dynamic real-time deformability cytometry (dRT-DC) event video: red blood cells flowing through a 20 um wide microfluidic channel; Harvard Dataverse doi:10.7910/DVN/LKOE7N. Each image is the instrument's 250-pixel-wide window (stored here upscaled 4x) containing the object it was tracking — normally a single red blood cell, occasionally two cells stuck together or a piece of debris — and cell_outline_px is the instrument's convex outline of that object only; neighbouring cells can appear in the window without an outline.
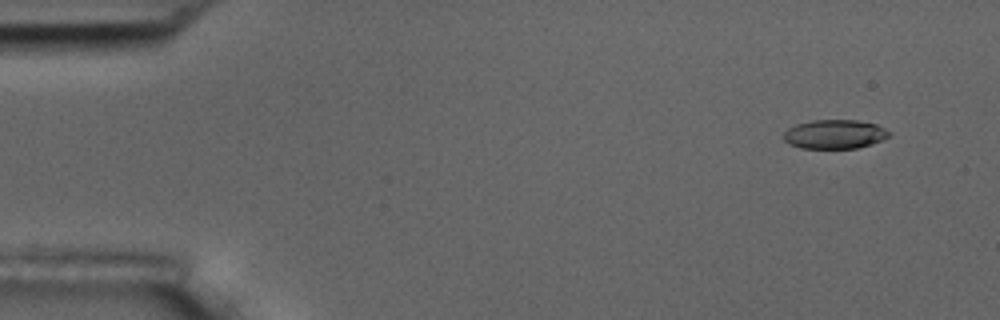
{"species": "common noctule bat (a hibernating species)", "species_latin": "Nyctalus noctula", "temperature_condition": "room temperature", "stored_images_in_passage": 53, "camera_frame_rate_fps": 3000, "um_per_image_px": 0.085, "animal": {"sex": "male", "body_mass_g": 17.5, "forearm_length_mm": 52.3}, "frame": {"image": 1, "passage_image": 1, "time_ms": 0.0, "image_size_px": [1000, 320], "cell_outline_px": [[892, 132], [888, 136], [872, 144], [856, 148], [800, 148], [788, 144], [784, 140], [784, 132], [788, 128], [796, 124], [812, 120], [856, 120], [876, 124]], "centroid_in_image_um": [70.93, 11.4], "position_along_channel_um": 14.1, "area_um2": 17.86}}
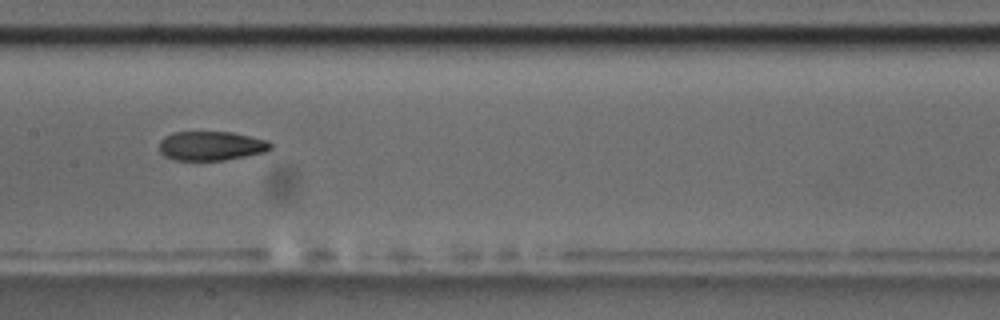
{"frame": {"image": 2, "passage_image": 25, "time_ms": 8.0, "image_size_px": [1000, 320], "cell_outline_px": [[272, 148], [264, 152], [224, 160], [176, 160], [164, 156], [160, 152], [160, 140], [164, 136], [172, 132], [232, 132], [268, 140], [272, 144]], "centroid_in_image_um": [17.94, 12.39], "position_along_channel_um": 189.5, "area_um2": 18.96}}
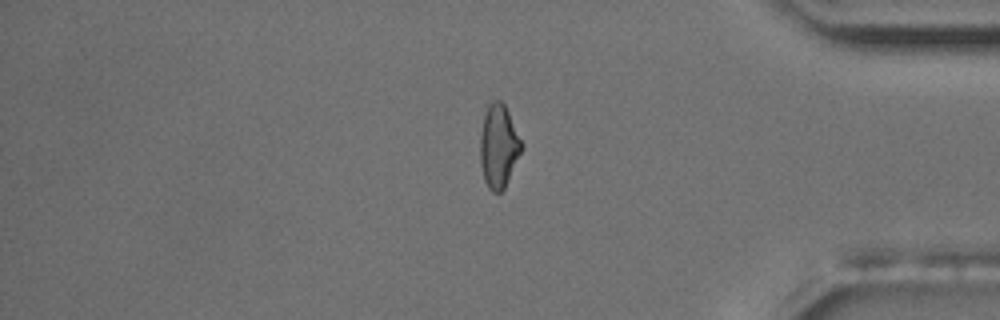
{"frame": {"image": 3, "passage_image": 44, "time_ms": 14.333, "image_size_px": [1000, 320], "cell_outline_px": [[524, 148], [504, 188], [500, 192], [492, 192], [488, 188], [484, 180], [480, 164], [480, 136], [484, 116], [488, 104], [492, 100], [500, 100], [504, 104], [524, 144]], "centroid_in_image_um": [42.39, 12.43], "position_along_channel_um": 392.8, "area_um2": 20.23}, "authors_computed_cell_mechanics": {"area_um2": 19.941, "velocity_mm_per_s": 3.5988, "shape_relaxation_time_tau1_ms": 5.2307, "shape_relaxation_time_tau2_ms": 2.9947, "deformation_change_tau1": 0.1379, "deformation_change_tau2": 0.0924}}